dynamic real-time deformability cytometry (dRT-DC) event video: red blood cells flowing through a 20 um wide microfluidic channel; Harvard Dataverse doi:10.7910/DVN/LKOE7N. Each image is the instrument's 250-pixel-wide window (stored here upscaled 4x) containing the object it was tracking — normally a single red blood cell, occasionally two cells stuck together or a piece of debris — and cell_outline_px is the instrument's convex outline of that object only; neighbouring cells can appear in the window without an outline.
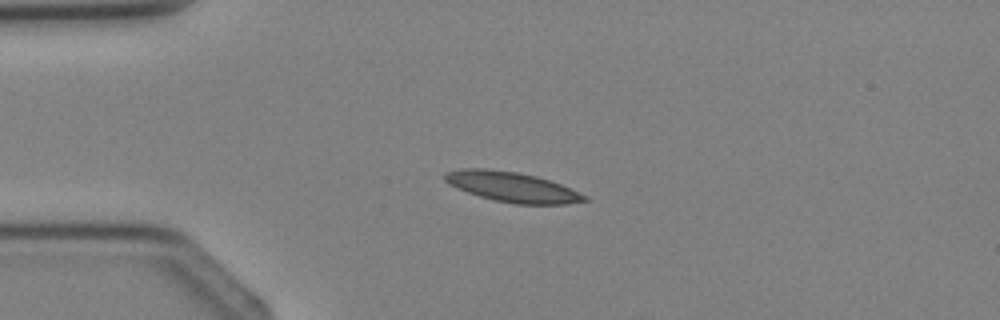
{"species": "Egyptian fruit bat (a non-hibernating species)", "species_latin": "Rousettus aegyptiacus", "temperature_condition": "cold", "stored_images_in_passage": 2, "camera_frame_rate_fps": 3000, "um_per_image_px": 0.085, "animal": {"sex": "female"}, "frame": {"image": 1, "passage_image": 2, "time_ms": 1.333, "image_size_px": [1000, 320], "cell_outline_px": [[588, 200], [568, 204], [516, 204], [496, 200], [480, 196], [456, 188], [448, 184], [444, 180], [444, 172], [460, 168], [484, 168], [516, 172], [536, 176], [560, 184], [588, 196]], "centroid_in_image_um": [43.5, 15.88], "position_along_channel_um": 41.5, "area_um2": 24.33}}